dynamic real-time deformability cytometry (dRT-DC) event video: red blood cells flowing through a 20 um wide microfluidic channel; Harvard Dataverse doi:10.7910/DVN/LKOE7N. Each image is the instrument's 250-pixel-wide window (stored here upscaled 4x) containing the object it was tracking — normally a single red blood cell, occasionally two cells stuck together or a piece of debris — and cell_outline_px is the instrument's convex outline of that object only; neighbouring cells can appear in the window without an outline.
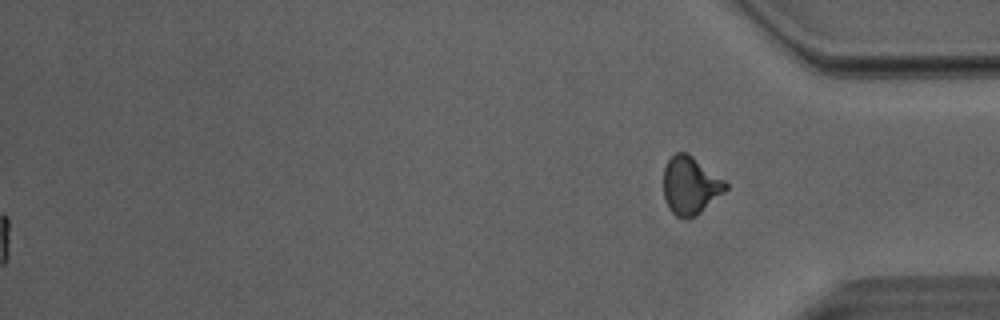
{"species": "Egyptian fruit bat (a non-hibernating species)", "species_latin": "Rousettus aegyptiacus", "temperature_condition": "room temperature", "stored_images_in_passage": 36, "segment_of_instrument_passage": [2, 2], "camera_frame_rate_fps": 3000, "um_per_image_px": 0.085, "animal": {"sex": "male"}, "frame": {"image": 1, "passage_image": 36, "time_ms": 11.667, "image_size_px": [1000, 320], "cell_outline_px": [[728, 188], [724, 192], [696, 216], [688, 220], [684, 220], [676, 216], [668, 208], [664, 196], [664, 168], [668, 160], [676, 152], [688, 152], [724, 180], [728, 184]], "centroid_in_image_um": [58.67, 15.78], "position_along_channel_um": 376.5, "area_um2": 21.04}}